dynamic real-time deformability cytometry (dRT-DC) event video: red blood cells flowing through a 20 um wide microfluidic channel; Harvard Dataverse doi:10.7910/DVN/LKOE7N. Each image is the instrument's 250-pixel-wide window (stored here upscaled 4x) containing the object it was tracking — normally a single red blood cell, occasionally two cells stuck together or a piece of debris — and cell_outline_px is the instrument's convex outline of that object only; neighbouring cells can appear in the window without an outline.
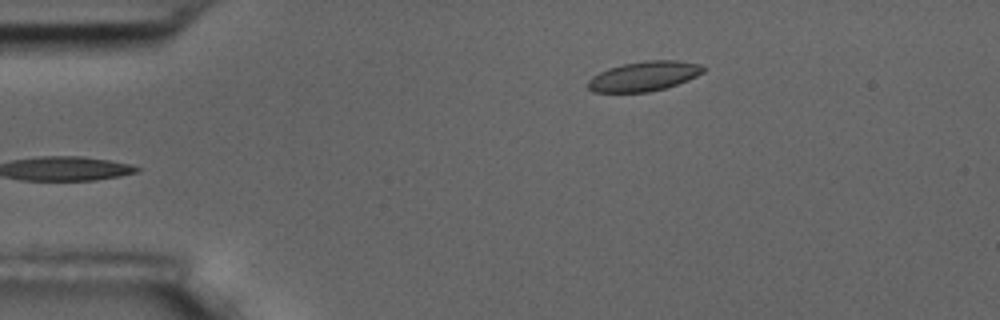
{"species": "common noctule bat (a hibernating species)", "species_latin": "Nyctalus noctula", "temperature_condition": "room temperature", "stored_images_in_passage": 4, "camera_frame_rate_fps": 3000, "um_per_image_px": 0.085, "animal": {"sex": "male", "body_mass_g": 17.5, "forearm_length_mm": 52.3}, "frame": {"image": 1, "passage_image": 4, "time_ms": 3.333, "image_size_px": [1000, 320], "cell_outline_px": [[708, 68], [704, 72], [688, 80], [664, 88], [648, 92], [592, 92], [588, 88], [588, 80], [592, 76], [608, 68], [624, 64], [644, 60], [680, 60], [700, 64]], "centroid_in_image_um": [54.76, 6.46], "position_along_channel_um": 30.2, "area_um2": 20.06}}